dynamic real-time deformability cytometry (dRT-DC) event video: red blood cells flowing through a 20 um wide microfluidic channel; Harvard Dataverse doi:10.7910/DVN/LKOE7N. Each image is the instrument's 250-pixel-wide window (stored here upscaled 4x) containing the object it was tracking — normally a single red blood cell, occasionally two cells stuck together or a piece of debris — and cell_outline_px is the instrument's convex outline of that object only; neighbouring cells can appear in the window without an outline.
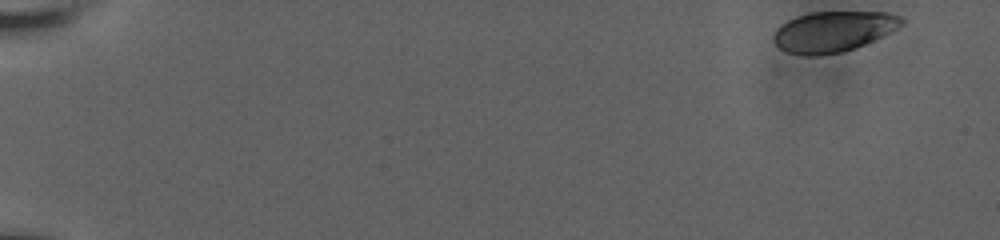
{"species": "human", "species_latin": "Homo sapiens", "temperature_condition": "room temperature", "stored_images_in_passage": 57, "camera_frame_rate_fps": 3000, "um_per_image_px": 0.085, "donor": {"sex": "male"}, "frame": {"image": 1, "passage_image": 1, "time_ms": 0.0, "image_size_px": [1000, 240], "cell_outline_px": [[904, 24], [864, 44], [840, 52], [812, 56], [808, 56], [788, 52], [780, 48], [772, 40], [772, 36], [776, 28], [788, 20], [796, 16], [808, 12], [884, 12], [900, 16], [904, 20]], "centroid_in_image_um": [70.77, 2.66], "position_along_channel_um": 14.2, "area_um2": 29.94}}
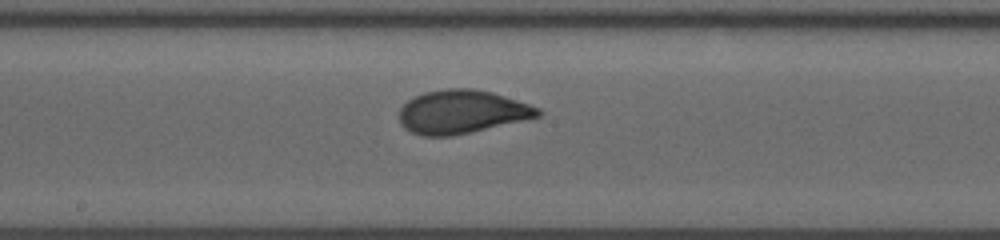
{"frame": {"image": 2, "passage_image": 32, "time_ms": 10.333, "image_size_px": [1000, 240], "cell_outline_px": [[544, 112], [540, 116], [452, 136], [424, 136], [412, 132], [404, 128], [400, 124], [400, 108], [408, 100], [424, 92], [444, 88], [472, 88], [492, 92], [540, 108]], "centroid_in_image_um": [39.23, 9.5], "position_along_channel_um": 209.0, "area_um2": 34.91}}
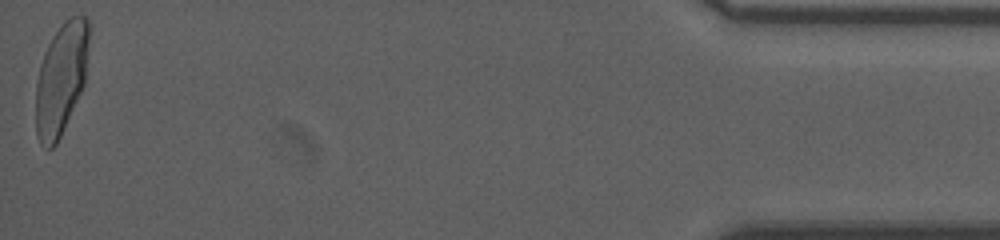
{"frame": {"image": 3, "passage_image": 57, "time_ms": 18.667, "image_size_px": [1000, 240], "cell_outline_px": [[88, 40], [84, 84], [60, 136], [56, 144], [52, 148], [48, 148], [40, 144], [36, 136], [36, 84], [40, 64], [44, 52], [52, 36], [60, 24], [64, 20], [72, 16], [84, 16], [88, 20]], "centroid_in_image_um": [5.16, 6.68], "position_along_channel_um": 430.0, "area_um2": 34.22}, "authors_computed_cell_mechanics": {"area_um2": 33.9286, "velocity_mm_per_s": 3.6541, "shape_relaxation_time_tau1_ms": 3.8168, "shape_relaxation_time_tau2_ms": null, "deformation_change_tau1": 0.1457, "deformation_change_tau2": null}}